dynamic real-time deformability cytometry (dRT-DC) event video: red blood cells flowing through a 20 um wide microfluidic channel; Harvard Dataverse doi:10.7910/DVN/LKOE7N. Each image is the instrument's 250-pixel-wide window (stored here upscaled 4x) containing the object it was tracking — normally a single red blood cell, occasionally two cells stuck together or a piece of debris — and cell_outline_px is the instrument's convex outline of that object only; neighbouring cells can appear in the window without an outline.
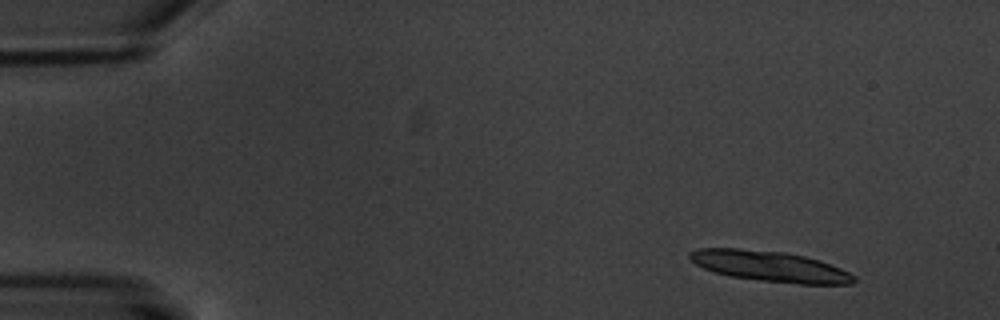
{"species": "common noctule bat (a hibernating species)", "species_latin": "Nyctalus noctula", "temperature_condition": "warm", "stored_images_in_passage": 4, "camera_frame_rate_fps": 3000, "um_per_image_px": 0.085, "animal": {"sex": "male", "body_mass_g": 20.1, "forearm_length_mm": 53.5}, "frame": {"image": 1, "passage_image": 1, "time_ms": 0.0, "image_size_px": [1000, 320], "cell_outline_px": [[856, 280], [852, 284], [800, 284], [728, 276], [704, 268], [696, 264], [688, 256], [688, 252], [696, 248], [740, 248], [784, 252], [804, 256], [820, 260], [840, 268], [856, 276]], "centroid_in_image_um": [65.44, 22.62], "position_along_channel_um": 19.6, "area_um2": 29.19}}